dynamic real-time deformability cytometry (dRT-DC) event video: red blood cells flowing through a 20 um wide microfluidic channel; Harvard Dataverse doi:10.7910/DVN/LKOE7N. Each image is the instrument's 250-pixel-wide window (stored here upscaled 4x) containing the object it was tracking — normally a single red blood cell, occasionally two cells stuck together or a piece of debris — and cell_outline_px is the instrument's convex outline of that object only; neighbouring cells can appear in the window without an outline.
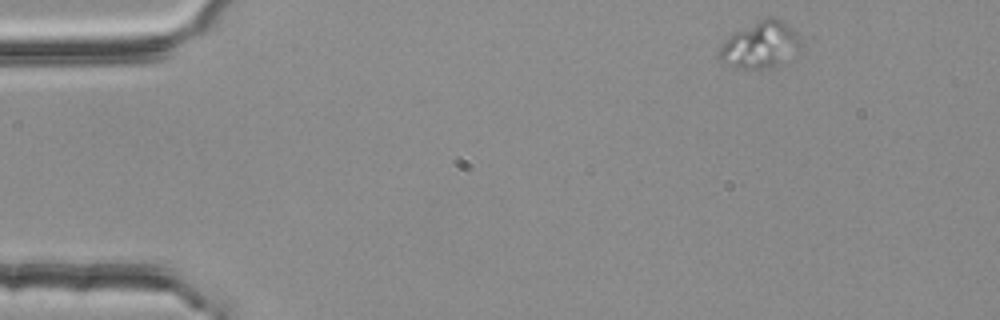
{"species": "common noctule bat (a hibernating species)", "species_latin": "Nyctalus noctula", "temperature_condition": "room temperature", "stored_images_in_passage": 51, "camera_frame_rate_fps": 3000, "um_per_image_px": 0.085, "animal": {"sex": "female", "body_mass_g": 25.1}, "frame": {"image": 1, "passage_image": 1, "time_ms": 0.0, "image_size_px": [1000, 320], "cell_outline_px": [[804, 44], [800, 48], [776, 64], [768, 68], [736, 68], [724, 64], [716, 56], [724, 40], [728, 36], [760, 20], [772, 16], [780, 20], [792, 28], [800, 36]], "centroid_in_image_um": [64.59, 3.81], "position_along_channel_um": 20.4, "area_um2": 21.73}}
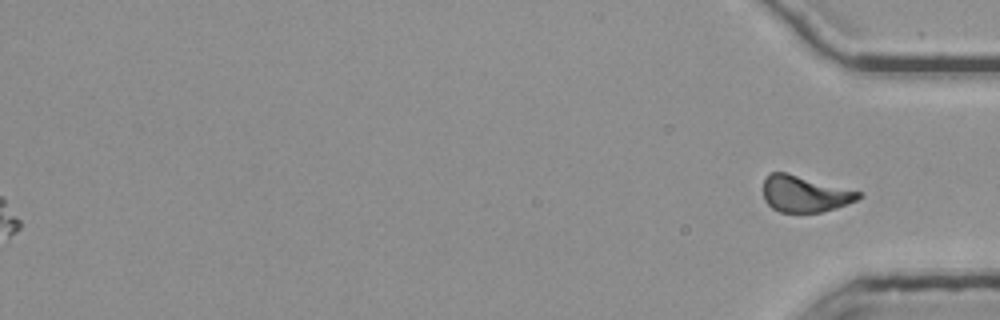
{"frame": {"image": 2, "passage_image": 51, "time_ms": 16.667, "image_size_px": [1000, 320], "cell_outline_px": [[864, 196], [856, 200], [836, 208], [820, 212], [780, 212], [772, 208], [764, 200], [764, 180], [768, 172], [788, 172], [864, 192]], "centroid_in_image_um": [68.43, 16.46], "position_along_channel_um": 366.8, "area_um2": 20.52}}